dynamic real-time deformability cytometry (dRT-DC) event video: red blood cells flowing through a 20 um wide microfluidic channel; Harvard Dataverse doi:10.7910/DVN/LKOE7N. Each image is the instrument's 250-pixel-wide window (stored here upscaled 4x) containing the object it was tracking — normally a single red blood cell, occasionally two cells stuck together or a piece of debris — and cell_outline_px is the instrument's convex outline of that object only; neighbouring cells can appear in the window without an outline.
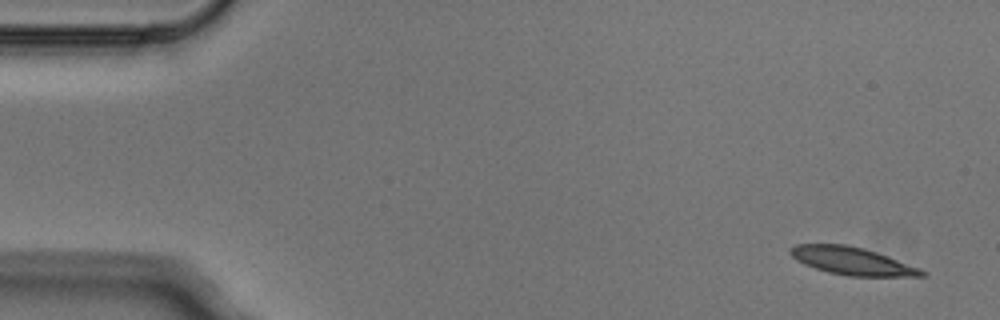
{"species": "Egyptian fruit bat (a non-hibernating species)", "species_latin": "Rousettus aegyptiacus", "temperature_condition": "cold", "stored_images_in_passage": 5, "camera_frame_rate_fps": 3000, "um_per_image_px": 0.085, "animal": {"sex": "male"}, "frame": {"image": 1, "passage_image": 1, "time_ms": 0.0, "image_size_px": [1000, 320], "cell_outline_px": [[928, 276], [848, 276], [828, 272], [804, 264], [796, 260], [788, 252], [788, 248], [796, 244], [848, 244], [864, 248], [888, 256], [920, 268], [928, 272]], "centroid_in_image_um": [72.42, 22.18], "position_along_channel_um": 12.6, "area_um2": 21.33}}